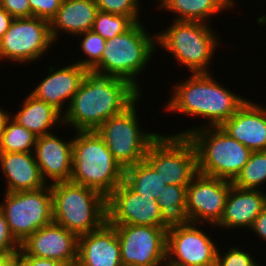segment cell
Segmentation results:
<instances>
[{
	"instance_id": "cell-1",
	"label": "cell",
	"mask_w": 266,
	"mask_h": 266,
	"mask_svg": "<svg viewBox=\"0 0 266 266\" xmlns=\"http://www.w3.org/2000/svg\"><path fill=\"white\" fill-rule=\"evenodd\" d=\"M142 90L130 81L88 72L65 113L63 125L76 131L97 130L103 122L130 107Z\"/></svg>"
},
{
	"instance_id": "cell-2",
	"label": "cell",
	"mask_w": 266,
	"mask_h": 266,
	"mask_svg": "<svg viewBox=\"0 0 266 266\" xmlns=\"http://www.w3.org/2000/svg\"><path fill=\"white\" fill-rule=\"evenodd\" d=\"M188 77L173 87L172 98L164 109L205 118L208 123L181 130L175 135L187 136L199 128L220 127L247 100L221 85L211 73H195Z\"/></svg>"
},
{
	"instance_id": "cell-3",
	"label": "cell",
	"mask_w": 266,
	"mask_h": 266,
	"mask_svg": "<svg viewBox=\"0 0 266 266\" xmlns=\"http://www.w3.org/2000/svg\"><path fill=\"white\" fill-rule=\"evenodd\" d=\"M123 181L124 169L97 131H76L70 182L95 189L107 198Z\"/></svg>"
},
{
	"instance_id": "cell-4",
	"label": "cell",
	"mask_w": 266,
	"mask_h": 266,
	"mask_svg": "<svg viewBox=\"0 0 266 266\" xmlns=\"http://www.w3.org/2000/svg\"><path fill=\"white\" fill-rule=\"evenodd\" d=\"M50 188L53 222L78 237L107 221L106 197L99 191L70 181L52 183Z\"/></svg>"
},
{
	"instance_id": "cell-5",
	"label": "cell",
	"mask_w": 266,
	"mask_h": 266,
	"mask_svg": "<svg viewBox=\"0 0 266 266\" xmlns=\"http://www.w3.org/2000/svg\"><path fill=\"white\" fill-rule=\"evenodd\" d=\"M156 49V35L150 36L141 22L106 40L101 61L90 71L130 81L139 90L138 75L146 69ZM138 80V81H137Z\"/></svg>"
},
{
	"instance_id": "cell-6",
	"label": "cell",
	"mask_w": 266,
	"mask_h": 266,
	"mask_svg": "<svg viewBox=\"0 0 266 266\" xmlns=\"http://www.w3.org/2000/svg\"><path fill=\"white\" fill-rule=\"evenodd\" d=\"M172 22L167 29L155 34L156 46L171 53L179 65L186 66L192 74L211 73L208 67L220 42L210 23Z\"/></svg>"
},
{
	"instance_id": "cell-7",
	"label": "cell",
	"mask_w": 266,
	"mask_h": 266,
	"mask_svg": "<svg viewBox=\"0 0 266 266\" xmlns=\"http://www.w3.org/2000/svg\"><path fill=\"white\" fill-rule=\"evenodd\" d=\"M198 172L233 181L250 158L252 151L233 139L221 127H204L191 131Z\"/></svg>"
},
{
	"instance_id": "cell-8",
	"label": "cell",
	"mask_w": 266,
	"mask_h": 266,
	"mask_svg": "<svg viewBox=\"0 0 266 266\" xmlns=\"http://www.w3.org/2000/svg\"><path fill=\"white\" fill-rule=\"evenodd\" d=\"M139 99L122 113L103 122L96 130L123 169L142 162L150 144L160 135L159 132H145L139 126L136 111Z\"/></svg>"
},
{
	"instance_id": "cell-9",
	"label": "cell",
	"mask_w": 266,
	"mask_h": 266,
	"mask_svg": "<svg viewBox=\"0 0 266 266\" xmlns=\"http://www.w3.org/2000/svg\"><path fill=\"white\" fill-rule=\"evenodd\" d=\"M144 160L166 185L187 187L198 173L194 145L183 135L160 134L150 144Z\"/></svg>"
},
{
	"instance_id": "cell-10",
	"label": "cell",
	"mask_w": 266,
	"mask_h": 266,
	"mask_svg": "<svg viewBox=\"0 0 266 266\" xmlns=\"http://www.w3.org/2000/svg\"><path fill=\"white\" fill-rule=\"evenodd\" d=\"M3 201L0 202V209L11 234L19 243L53 222L50 184L37 190L5 192Z\"/></svg>"
},
{
	"instance_id": "cell-11",
	"label": "cell",
	"mask_w": 266,
	"mask_h": 266,
	"mask_svg": "<svg viewBox=\"0 0 266 266\" xmlns=\"http://www.w3.org/2000/svg\"><path fill=\"white\" fill-rule=\"evenodd\" d=\"M54 43L49 21L37 17L14 18L0 40V60L21 64L38 61Z\"/></svg>"
},
{
	"instance_id": "cell-12",
	"label": "cell",
	"mask_w": 266,
	"mask_h": 266,
	"mask_svg": "<svg viewBox=\"0 0 266 266\" xmlns=\"http://www.w3.org/2000/svg\"><path fill=\"white\" fill-rule=\"evenodd\" d=\"M111 225L115 227L119 239L122 266L166 264V228L134 224Z\"/></svg>"
},
{
	"instance_id": "cell-13",
	"label": "cell",
	"mask_w": 266,
	"mask_h": 266,
	"mask_svg": "<svg viewBox=\"0 0 266 266\" xmlns=\"http://www.w3.org/2000/svg\"><path fill=\"white\" fill-rule=\"evenodd\" d=\"M198 225L188 222L167 229L166 264L215 266L217 244Z\"/></svg>"
},
{
	"instance_id": "cell-14",
	"label": "cell",
	"mask_w": 266,
	"mask_h": 266,
	"mask_svg": "<svg viewBox=\"0 0 266 266\" xmlns=\"http://www.w3.org/2000/svg\"><path fill=\"white\" fill-rule=\"evenodd\" d=\"M232 181L197 173L187 186L186 216L189 222L215 226L220 222Z\"/></svg>"
},
{
	"instance_id": "cell-15",
	"label": "cell",
	"mask_w": 266,
	"mask_h": 266,
	"mask_svg": "<svg viewBox=\"0 0 266 266\" xmlns=\"http://www.w3.org/2000/svg\"><path fill=\"white\" fill-rule=\"evenodd\" d=\"M109 224L162 227L157 200L134 192L124 181L106 198Z\"/></svg>"
},
{
	"instance_id": "cell-16",
	"label": "cell",
	"mask_w": 266,
	"mask_h": 266,
	"mask_svg": "<svg viewBox=\"0 0 266 266\" xmlns=\"http://www.w3.org/2000/svg\"><path fill=\"white\" fill-rule=\"evenodd\" d=\"M78 236L52 222L20 243L19 256H36L65 263H77Z\"/></svg>"
},
{
	"instance_id": "cell-17",
	"label": "cell",
	"mask_w": 266,
	"mask_h": 266,
	"mask_svg": "<svg viewBox=\"0 0 266 266\" xmlns=\"http://www.w3.org/2000/svg\"><path fill=\"white\" fill-rule=\"evenodd\" d=\"M60 138L53 132L37 137L33 153L47 184L70 181L72 176L73 138L69 141Z\"/></svg>"
},
{
	"instance_id": "cell-18",
	"label": "cell",
	"mask_w": 266,
	"mask_h": 266,
	"mask_svg": "<svg viewBox=\"0 0 266 266\" xmlns=\"http://www.w3.org/2000/svg\"><path fill=\"white\" fill-rule=\"evenodd\" d=\"M220 127L252 152L266 150V108L263 104L247 98Z\"/></svg>"
},
{
	"instance_id": "cell-19",
	"label": "cell",
	"mask_w": 266,
	"mask_h": 266,
	"mask_svg": "<svg viewBox=\"0 0 266 266\" xmlns=\"http://www.w3.org/2000/svg\"><path fill=\"white\" fill-rule=\"evenodd\" d=\"M87 73L85 68L75 62L58 70L56 66H49L48 76L41 80L33 91L31 90V94L53 106L63 115L64 103L68 100L70 103Z\"/></svg>"
},
{
	"instance_id": "cell-20",
	"label": "cell",
	"mask_w": 266,
	"mask_h": 266,
	"mask_svg": "<svg viewBox=\"0 0 266 266\" xmlns=\"http://www.w3.org/2000/svg\"><path fill=\"white\" fill-rule=\"evenodd\" d=\"M76 266H122L120 244L115 227L107 221L78 238Z\"/></svg>"
},
{
	"instance_id": "cell-21",
	"label": "cell",
	"mask_w": 266,
	"mask_h": 266,
	"mask_svg": "<svg viewBox=\"0 0 266 266\" xmlns=\"http://www.w3.org/2000/svg\"><path fill=\"white\" fill-rule=\"evenodd\" d=\"M262 189H241L234 185L228 193L220 222L221 229L251 228L254 220L266 206V194Z\"/></svg>"
},
{
	"instance_id": "cell-22",
	"label": "cell",
	"mask_w": 266,
	"mask_h": 266,
	"mask_svg": "<svg viewBox=\"0 0 266 266\" xmlns=\"http://www.w3.org/2000/svg\"><path fill=\"white\" fill-rule=\"evenodd\" d=\"M0 168L7 182L5 192L37 190L48 185L33 152H0Z\"/></svg>"
},
{
	"instance_id": "cell-23",
	"label": "cell",
	"mask_w": 266,
	"mask_h": 266,
	"mask_svg": "<svg viewBox=\"0 0 266 266\" xmlns=\"http://www.w3.org/2000/svg\"><path fill=\"white\" fill-rule=\"evenodd\" d=\"M98 11L94 0H62L56 15L49 22L54 42L60 31L75 37L92 30Z\"/></svg>"
},
{
	"instance_id": "cell-24",
	"label": "cell",
	"mask_w": 266,
	"mask_h": 266,
	"mask_svg": "<svg viewBox=\"0 0 266 266\" xmlns=\"http://www.w3.org/2000/svg\"><path fill=\"white\" fill-rule=\"evenodd\" d=\"M21 106V110L11 117L36 136L50 134L55 125L63 124V115L57 109L31 93Z\"/></svg>"
},
{
	"instance_id": "cell-25",
	"label": "cell",
	"mask_w": 266,
	"mask_h": 266,
	"mask_svg": "<svg viewBox=\"0 0 266 266\" xmlns=\"http://www.w3.org/2000/svg\"><path fill=\"white\" fill-rule=\"evenodd\" d=\"M158 9L173 12L174 21H197L209 23L212 15L232 9L233 0H159ZM209 18V19H208Z\"/></svg>"
},
{
	"instance_id": "cell-26",
	"label": "cell",
	"mask_w": 266,
	"mask_h": 266,
	"mask_svg": "<svg viewBox=\"0 0 266 266\" xmlns=\"http://www.w3.org/2000/svg\"><path fill=\"white\" fill-rule=\"evenodd\" d=\"M187 187L168 184L158 195L162 227L169 229L189 222L186 216Z\"/></svg>"
},
{
	"instance_id": "cell-27",
	"label": "cell",
	"mask_w": 266,
	"mask_h": 266,
	"mask_svg": "<svg viewBox=\"0 0 266 266\" xmlns=\"http://www.w3.org/2000/svg\"><path fill=\"white\" fill-rule=\"evenodd\" d=\"M124 182L137 194L158 200L166 186L159 174L145 161L124 169Z\"/></svg>"
},
{
	"instance_id": "cell-28",
	"label": "cell",
	"mask_w": 266,
	"mask_h": 266,
	"mask_svg": "<svg viewBox=\"0 0 266 266\" xmlns=\"http://www.w3.org/2000/svg\"><path fill=\"white\" fill-rule=\"evenodd\" d=\"M37 137L10 117L0 133V152H34Z\"/></svg>"
},
{
	"instance_id": "cell-29",
	"label": "cell",
	"mask_w": 266,
	"mask_h": 266,
	"mask_svg": "<svg viewBox=\"0 0 266 266\" xmlns=\"http://www.w3.org/2000/svg\"><path fill=\"white\" fill-rule=\"evenodd\" d=\"M265 182L266 150L253 151L247 163L232 181V185L241 189L259 190Z\"/></svg>"
},
{
	"instance_id": "cell-30",
	"label": "cell",
	"mask_w": 266,
	"mask_h": 266,
	"mask_svg": "<svg viewBox=\"0 0 266 266\" xmlns=\"http://www.w3.org/2000/svg\"><path fill=\"white\" fill-rule=\"evenodd\" d=\"M134 24L130 17L98 11L92 31L109 40L128 31Z\"/></svg>"
},
{
	"instance_id": "cell-31",
	"label": "cell",
	"mask_w": 266,
	"mask_h": 266,
	"mask_svg": "<svg viewBox=\"0 0 266 266\" xmlns=\"http://www.w3.org/2000/svg\"><path fill=\"white\" fill-rule=\"evenodd\" d=\"M77 36H81L82 38L80 41V48L87 57L77 59V62L75 61V63L90 72L101 61L106 40L101 35L94 33L92 30L83 32Z\"/></svg>"
},
{
	"instance_id": "cell-32",
	"label": "cell",
	"mask_w": 266,
	"mask_h": 266,
	"mask_svg": "<svg viewBox=\"0 0 266 266\" xmlns=\"http://www.w3.org/2000/svg\"><path fill=\"white\" fill-rule=\"evenodd\" d=\"M99 11L130 17L135 23L140 22L141 0H94Z\"/></svg>"
},
{
	"instance_id": "cell-33",
	"label": "cell",
	"mask_w": 266,
	"mask_h": 266,
	"mask_svg": "<svg viewBox=\"0 0 266 266\" xmlns=\"http://www.w3.org/2000/svg\"><path fill=\"white\" fill-rule=\"evenodd\" d=\"M223 254V255H222ZM218 249L215 266H260L246 251L236 247H230L224 253Z\"/></svg>"
},
{
	"instance_id": "cell-34",
	"label": "cell",
	"mask_w": 266,
	"mask_h": 266,
	"mask_svg": "<svg viewBox=\"0 0 266 266\" xmlns=\"http://www.w3.org/2000/svg\"><path fill=\"white\" fill-rule=\"evenodd\" d=\"M20 250V243L11 234L4 213L0 209V256L15 254Z\"/></svg>"
},
{
	"instance_id": "cell-35",
	"label": "cell",
	"mask_w": 266,
	"mask_h": 266,
	"mask_svg": "<svg viewBox=\"0 0 266 266\" xmlns=\"http://www.w3.org/2000/svg\"><path fill=\"white\" fill-rule=\"evenodd\" d=\"M62 0H29L32 17L51 21L56 15Z\"/></svg>"
},
{
	"instance_id": "cell-36",
	"label": "cell",
	"mask_w": 266,
	"mask_h": 266,
	"mask_svg": "<svg viewBox=\"0 0 266 266\" xmlns=\"http://www.w3.org/2000/svg\"><path fill=\"white\" fill-rule=\"evenodd\" d=\"M0 5L13 18H30L32 12L29 5V0H0Z\"/></svg>"
},
{
	"instance_id": "cell-37",
	"label": "cell",
	"mask_w": 266,
	"mask_h": 266,
	"mask_svg": "<svg viewBox=\"0 0 266 266\" xmlns=\"http://www.w3.org/2000/svg\"><path fill=\"white\" fill-rule=\"evenodd\" d=\"M24 266H76V263L59 262L53 259L36 256H19Z\"/></svg>"
},
{
	"instance_id": "cell-38",
	"label": "cell",
	"mask_w": 266,
	"mask_h": 266,
	"mask_svg": "<svg viewBox=\"0 0 266 266\" xmlns=\"http://www.w3.org/2000/svg\"><path fill=\"white\" fill-rule=\"evenodd\" d=\"M250 231L256 233V235L262 240L266 241V206L263 211L258 215V217L254 220Z\"/></svg>"
},
{
	"instance_id": "cell-39",
	"label": "cell",
	"mask_w": 266,
	"mask_h": 266,
	"mask_svg": "<svg viewBox=\"0 0 266 266\" xmlns=\"http://www.w3.org/2000/svg\"><path fill=\"white\" fill-rule=\"evenodd\" d=\"M14 18L0 5V40L9 29Z\"/></svg>"
},
{
	"instance_id": "cell-40",
	"label": "cell",
	"mask_w": 266,
	"mask_h": 266,
	"mask_svg": "<svg viewBox=\"0 0 266 266\" xmlns=\"http://www.w3.org/2000/svg\"><path fill=\"white\" fill-rule=\"evenodd\" d=\"M20 264L18 253L0 256V266H19Z\"/></svg>"
},
{
	"instance_id": "cell-41",
	"label": "cell",
	"mask_w": 266,
	"mask_h": 266,
	"mask_svg": "<svg viewBox=\"0 0 266 266\" xmlns=\"http://www.w3.org/2000/svg\"><path fill=\"white\" fill-rule=\"evenodd\" d=\"M11 117V114L8 111H4V109L0 108V133L4 129L6 122Z\"/></svg>"
}]
</instances>
